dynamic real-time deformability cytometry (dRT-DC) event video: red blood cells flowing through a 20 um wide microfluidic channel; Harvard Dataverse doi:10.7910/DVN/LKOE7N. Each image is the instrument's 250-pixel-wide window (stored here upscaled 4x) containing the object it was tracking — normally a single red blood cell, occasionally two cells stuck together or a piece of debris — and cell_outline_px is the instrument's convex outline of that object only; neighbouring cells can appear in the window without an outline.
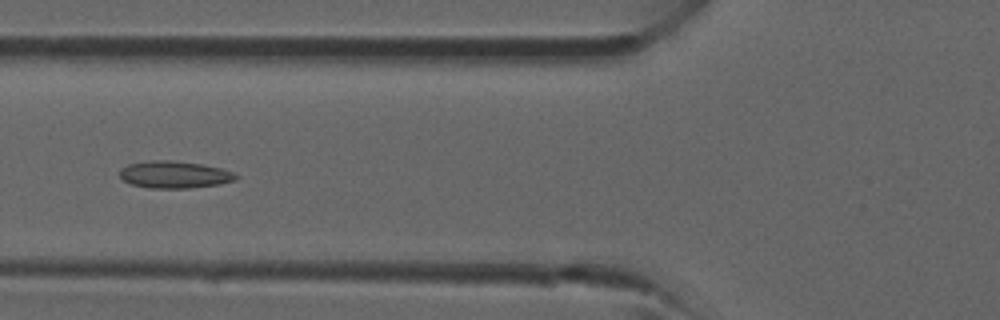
{"species": "common noctule bat (a hibernating species)", "species_latin": "Nyctalus noctula", "temperature_condition": "room temperature", "stored_images_in_passage": 29, "camera_frame_rate_fps": 3000, "um_per_image_px": 0.085, "animal": {"sex": "male", "forearm_length_mm": 52.5}, "frame": {"image": 1, "passage_image": 15, "time_ms": 4.667, "image_size_px": [1000, 320], "cell_outline_px": [[240, 176], [236, 180], [220, 184], [188, 188], [148, 188], [132, 184], [124, 180], [120, 176], [120, 168], [128, 164], [152, 160], [172, 160], [204, 164], [220, 168], [232, 172]], "centroid_in_image_um": [14.84, 14.83], "position_along_channel_um": 111.0, "area_um2": 18.44}}
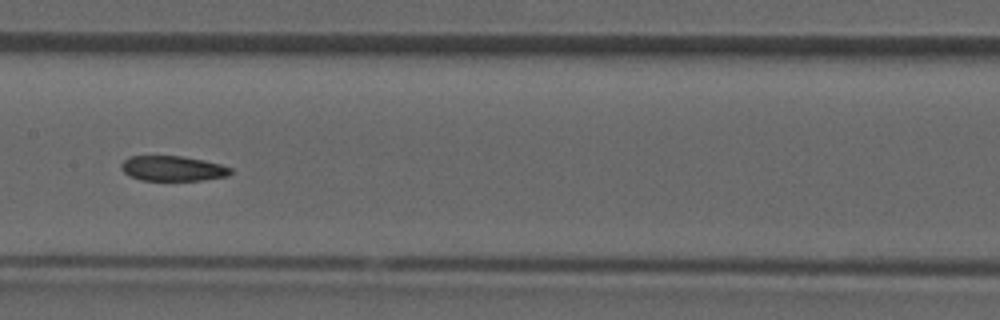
{"frame": {"image": 2, "passage_image": 20, "time_ms": 6.333, "image_size_px": [1000, 320], "cell_outline_px": [[232, 172], [228, 176], [204, 180], [140, 180], [128, 176], [120, 168], [120, 164], [128, 156], [184, 156], [204, 160], [220, 164], [232, 168]], "centroid_in_image_um": [14.67, 14.32], "position_along_channel_um": 192.7, "area_um2": 16.18}}
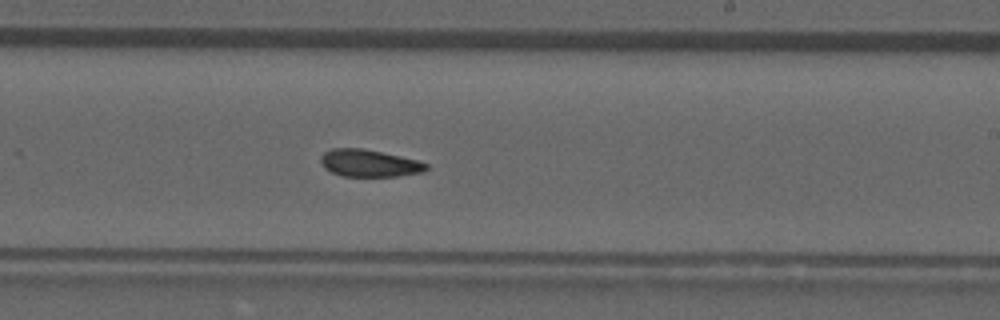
{"frame": {"image": 3, "passage_image": 24, "time_ms": 7.667, "image_size_px": [1000, 320], "cell_outline_px": [[428, 168], [424, 172], [400, 176], [344, 176], [332, 172], [324, 168], [320, 160], [320, 156], [324, 152], [332, 148], [364, 148], [420, 160], [428, 164]], "centroid_in_image_um": [31.41, 13.86], "position_along_channel_um": 257.6, "area_um2": 16.94}}